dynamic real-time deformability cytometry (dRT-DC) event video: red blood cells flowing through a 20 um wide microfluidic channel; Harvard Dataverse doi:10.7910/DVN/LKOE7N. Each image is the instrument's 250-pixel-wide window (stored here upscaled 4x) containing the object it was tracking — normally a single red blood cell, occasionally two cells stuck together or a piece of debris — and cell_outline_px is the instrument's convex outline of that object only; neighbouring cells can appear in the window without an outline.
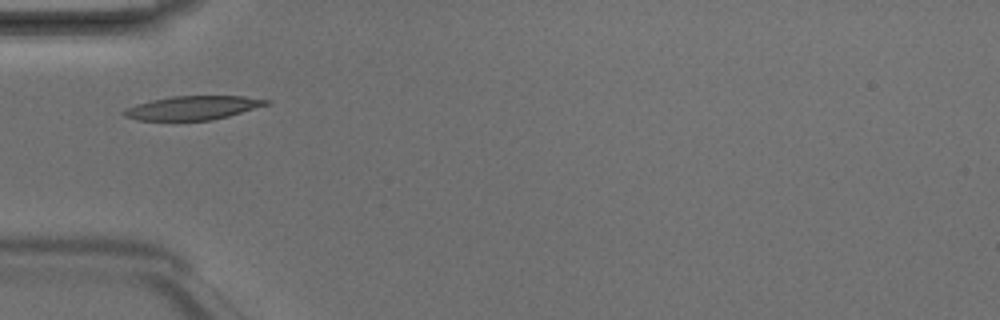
{"species": "Egyptian fruit bat (a non-hibernating species)", "species_latin": "Rousettus aegyptiacus", "temperature_condition": "room temperature", "stored_images_in_passage": 1, "camera_frame_rate_fps": 3000, "um_per_image_px": 0.085, "animal": {"sex": "male"}, "frame": {"image": 1, "passage_image": 1, "time_ms": 0.0, "image_size_px": [1000, 320], "cell_outline_px": [[272, 100], [268, 104], [228, 116], [212, 120], [136, 120], [124, 116], [120, 112], [124, 108], [136, 104], [152, 100], [172, 96], [244, 96]], "centroid_in_image_um": [16.34, 9.16], "position_along_channel_um": 68.7, "area_um2": 19.71}}